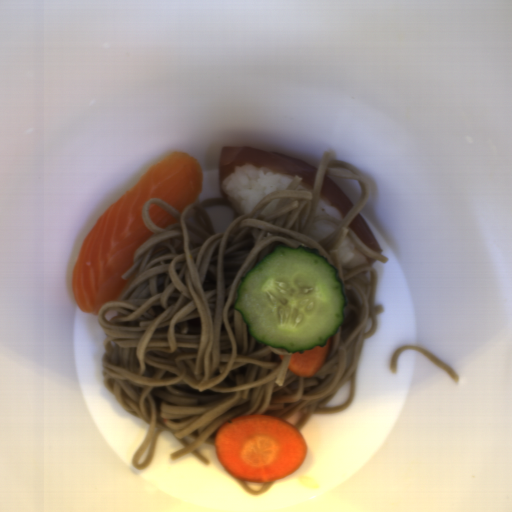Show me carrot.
Here are the masks:
<instances>
[{
    "instance_id": "carrot-1",
    "label": "carrot",
    "mask_w": 512,
    "mask_h": 512,
    "mask_svg": "<svg viewBox=\"0 0 512 512\" xmlns=\"http://www.w3.org/2000/svg\"><path fill=\"white\" fill-rule=\"evenodd\" d=\"M220 464L236 479L269 483L300 468L308 448L297 428L268 415L226 421L215 435Z\"/></svg>"
},
{
    "instance_id": "carrot-2",
    "label": "carrot",
    "mask_w": 512,
    "mask_h": 512,
    "mask_svg": "<svg viewBox=\"0 0 512 512\" xmlns=\"http://www.w3.org/2000/svg\"><path fill=\"white\" fill-rule=\"evenodd\" d=\"M331 337L324 345H316L310 350L290 354L287 368L299 378H309L323 366L329 352Z\"/></svg>"
}]
</instances>
